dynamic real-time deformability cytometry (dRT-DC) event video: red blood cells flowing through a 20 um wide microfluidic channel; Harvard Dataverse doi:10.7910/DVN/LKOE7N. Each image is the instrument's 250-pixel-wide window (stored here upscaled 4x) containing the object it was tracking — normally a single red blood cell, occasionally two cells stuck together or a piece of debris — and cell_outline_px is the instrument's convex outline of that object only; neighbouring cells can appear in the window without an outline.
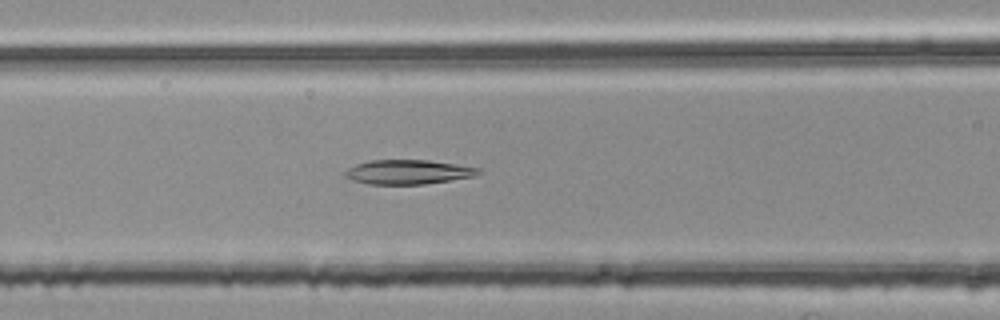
{"species": "common noctule bat (a hibernating species)", "species_latin": "Nyctalus noctula", "temperature_condition": "room temperature", "stored_images_in_passage": 41, "camera_frame_rate_fps": 3000, "um_per_image_px": 0.085, "animal": {"sex": "female", "body_mass_g": 25.1}, "frame": {"image": 1, "passage_image": 9, "time_ms": 2.667, "image_size_px": [1000, 320], "cell_outline_px": [[484, 172], [476, 176], [424, 184], [368, 184], [352, 180], [344, 176], [344, 172], [348, 168], [356, 164], [368, 160], [428, 160], [456, 164], [480, 168]], "centroid_in_image_um": [34.7, 14.62], "position_along_channel_um": 131.9, "area_um2": 19.07}}
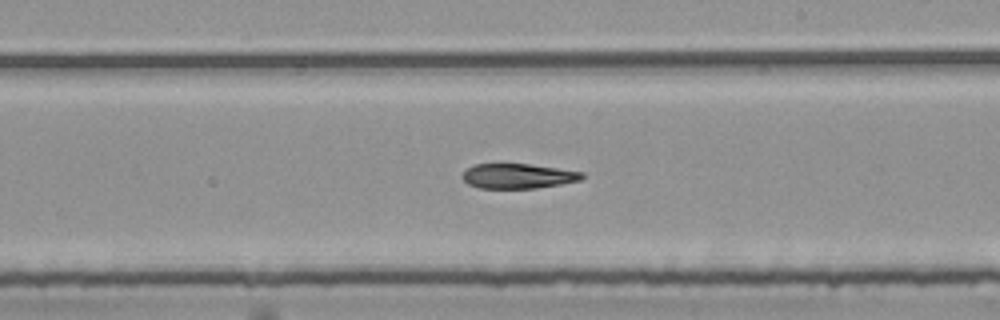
{"frame": {"image": 2, "passage_image": 18, "time_ms": 5.667, "image_size_px": [1000, 320], "cell_outline_px": [[584, 180], [536, 188], [480, 188], [468, 184], [460, 176], [472, 164], [528, 164], [584, 172]], "centroid_in_image_um": [44.04, 14.96], "position_along_channel_um": 245.0, "area_um2": 17.34}}
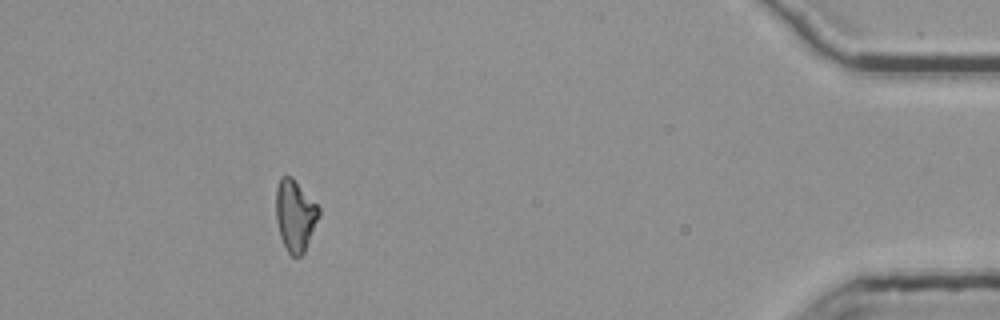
{"frame": {"image": 3, "passage_image": 36, "time_ms": 11.667, "image_size_px": [1000, 320], "cell_outline_px": [[320, 216], [304, 252], [300, 256], [292, 256], [288, 252], [280, 236], [276, 220], [276, 188], [280, 176], [292, 176], [320, 208]], "centroid_in_image_um": [25.08, 18.29], "position_along_channel_um": 410.1, "area_um2": 17.86}}